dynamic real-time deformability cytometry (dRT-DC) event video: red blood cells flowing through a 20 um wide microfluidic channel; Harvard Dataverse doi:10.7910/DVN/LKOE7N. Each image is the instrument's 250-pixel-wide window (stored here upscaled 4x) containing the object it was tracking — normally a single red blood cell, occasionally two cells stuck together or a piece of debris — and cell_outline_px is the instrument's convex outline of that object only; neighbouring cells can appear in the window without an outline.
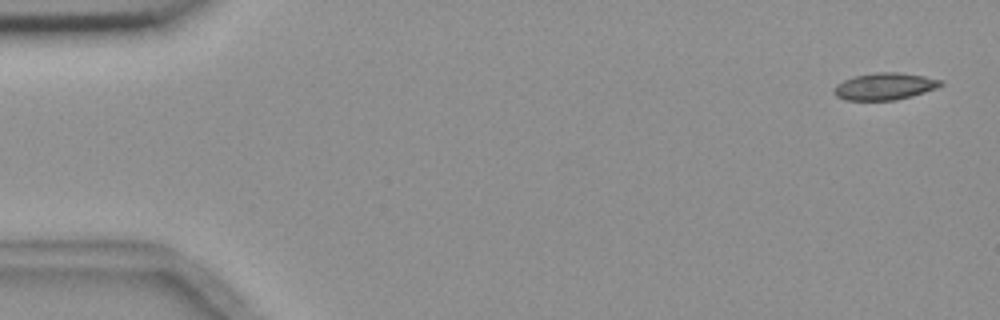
{"species": "common noctule bat (a hibernating species)", "species_latin": "Nyctalus noctula", "temperature_condition": "room temperature", "stored_images_in_passage": 4, "camera_frame_rate_fps": 3000, "um_per_image_px": 0.085, "animal": {"sex": "female", "body_mass_g": 18.4}, "frame": {"image": 1, "passage_image": 1, "time_ms": 0.0, "image_size_px": [1000, 320], "cell_outline_px": [[944, 84], [936, 88], [912, 96], [896, 100], [844, 100], [836, 96], [832, 92], [832, 88], [836, 84], [844, 80], [856, 76], [876, 72], [896, 72], [924, 76], [944, 80]], "centroid_in_image_um": [75.19, 7.34], "position_along_channel_um": 9.8, "area_um2": 16.88}}
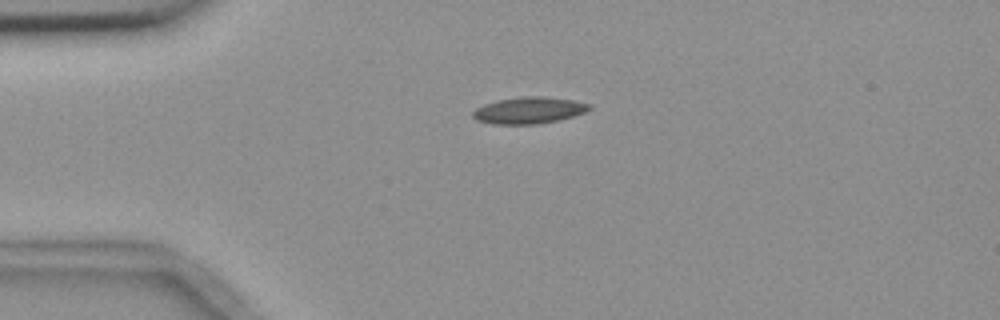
{"frame": {"image": 2, "passage_image": 4, "time_ms": 3.667, "image_size_px": [1000, 320], "cell_outline_px": [[592, 108], [584, 112], [572, 116], [540, 124], [492, 124], [476, 120], [472, 116], [472, 112], [476, 108], [484, 104], [496, 100], [524, 96], [544, 96], [572, 100], [592, 104]], "centroid_in_image_um": [44.93, 9.37], "position_along_channel_um": 40.1, "area_um2": 18.09}}